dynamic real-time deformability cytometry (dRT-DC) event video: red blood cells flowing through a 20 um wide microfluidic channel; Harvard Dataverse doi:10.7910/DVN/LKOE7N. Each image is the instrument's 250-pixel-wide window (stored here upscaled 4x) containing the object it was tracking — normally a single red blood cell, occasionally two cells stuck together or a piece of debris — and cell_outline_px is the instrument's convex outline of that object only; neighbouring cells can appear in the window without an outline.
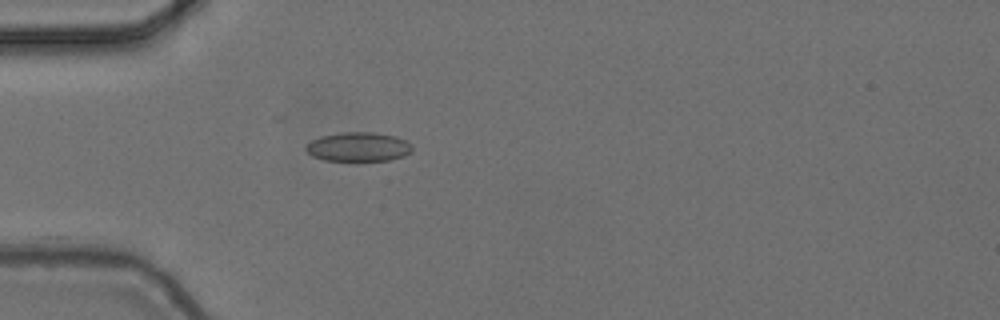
{"species": "common noctule bat (a hibernating species)", "species_latin": "Nyctalus noctula", "temperature_condition": "cold", "stored_images_in_passage": 40, "camera_frame_rate_fps": 3000, "um_per_image_px": 0.085, "animal": {"sex": "female", "body_mass_g": 24.6, "forearm_length_mm": 56.2}, "frame": {"image": 1, "passage_image": 1, "time_ms": 0.0, "image_size_px": [1000, 320], "cell_outline_px": [[412, 152], [404, 156], [392, 160], [324, 160], [312, 156], [304, 148], [312, 140], [320, 136], [340, 132], [372, 132], [396, 136], [412, 144]], "centroid_in_image_um": [30.48, 12.47], "position_along_channel_um": 54.5, "area_um2": 18.09}}
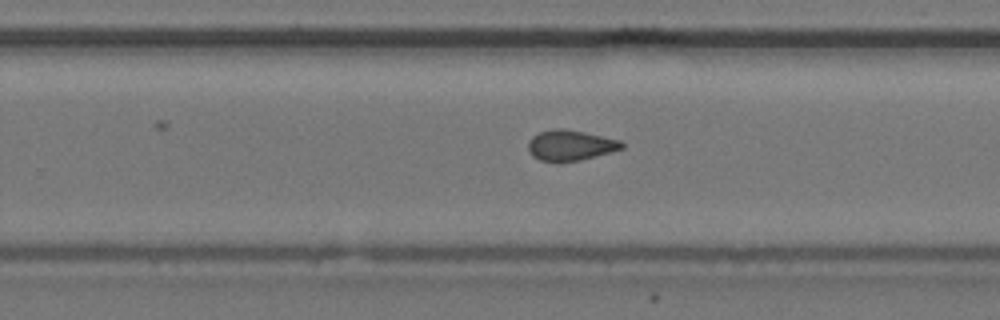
{"frame": {"image": 2, "passage_image": 20, "time_ms": 6.333, "image_size_px": [1000, 320], "cell_outline_px": [[624, 148], [612, 152], [580, 160], [556, 164], [540, 160], [532, 156], [528, 152], [528, 140], [532, 136], [540, 132], [552, 128], [564, 128], [584, 132], [620, 140], [624, 144]], "centroid_in_image_um": [48.44, 12.37], "position_along_channel_um": 281.4, "area_um2": 17.11}}
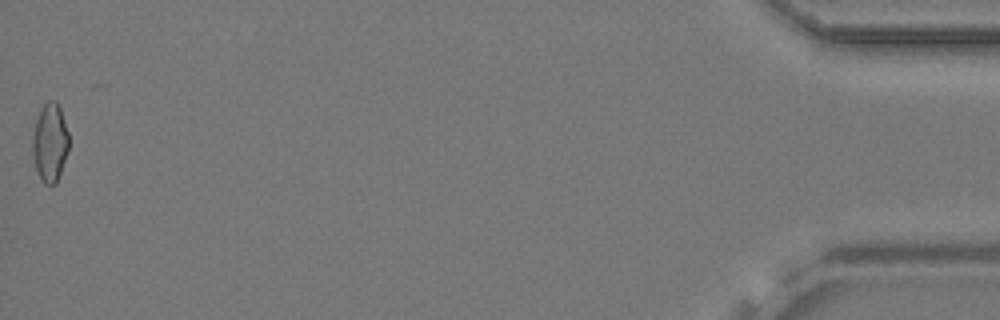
{"frame": {"image": 3, "passage_image": 40, "time_ms": 13.0, "image_size_px": [1000, 320], "cell_outline_px": [[68, 152], [56, 184], [44, 184], [36, 172], [32, 152], [32, 140], [36, 120], [44, 104], [48, 100], [56, 100], [60, 108], [68, 132]], "centroid_in_image_um": [4.24, 12.14], "position_along_channel_um": 431.0, "area_um2": 16.59}, "authors_computed_cell_mechanics": {"area_um2": 16.5886, "velocity_mm_per_s": 3.7074, "shape_relaxation_time_tau1_ms": null, "shape_relaxation_time_tau2_ms": 1.4763, "deformation_change_tau1": null, "deformation_change_tau2": 0.0635}}